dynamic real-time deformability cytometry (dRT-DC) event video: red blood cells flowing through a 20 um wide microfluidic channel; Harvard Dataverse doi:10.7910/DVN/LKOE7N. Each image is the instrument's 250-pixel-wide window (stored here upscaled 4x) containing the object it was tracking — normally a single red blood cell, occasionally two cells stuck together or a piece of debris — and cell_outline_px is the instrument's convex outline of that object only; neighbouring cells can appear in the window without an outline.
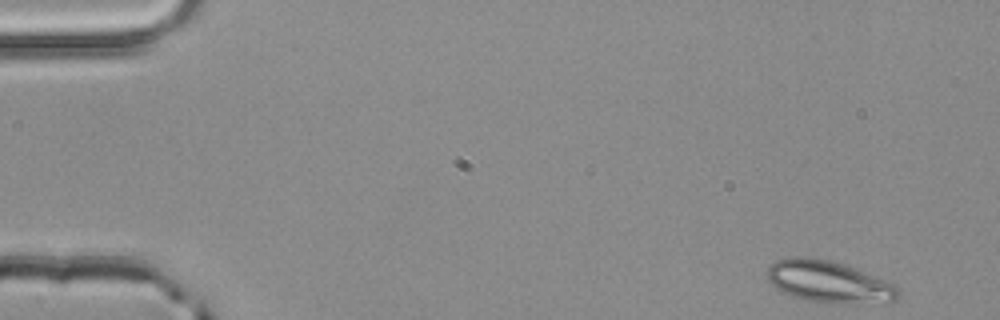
{"species": "common noctule bat (a hibernating species)", "species_latin": "Nyctalus noctula", "temperature_condition": "room temperature", "stored_images_in_passage": 50, "camera_frame_rate_fps": 3000, "um_per_image_px": 0.085, "animal": {"sex": "male", "body_mass_g": 20.4}, "frame": {"image": 1, "passage_image": 1, "time_ms": 0.0, "image_size_px": [1000, 320], "cell_outline_px": [[900, 296], [896, 300], [808, 300], [792, 296], [780, 292], [768, 280], [764, 272], [776, 260], [792, 256], [808, 256], [828, 260], [844, 264], [876, 276], [900, 288]], "centroid_in_image_um": [70.32, 23.86], "position_along_channel_um": 14.7, "area_um2": 30.69}}
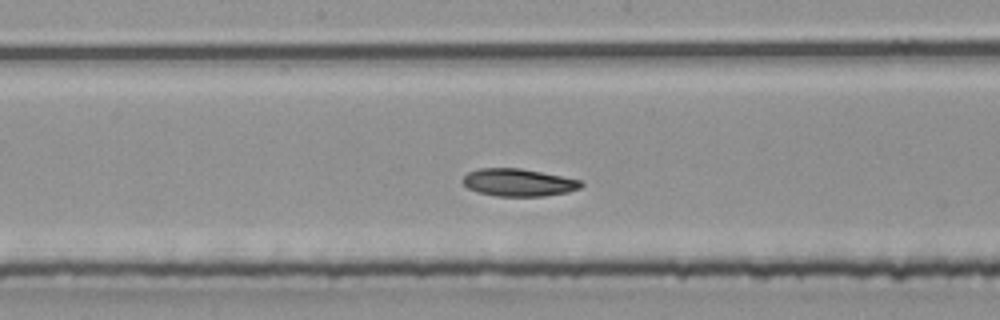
{"frame": {"image": 2, "passage_image": 25, "time_ms": 8.0, "image_size_px": [1000, 320], "cell_outline_px": [[584, 184], [580, 188], [568, 192], [544, 196], [496, 196], [480, 192], [468, 188], [460, 180], [468, 172], [480, 168], [520, 168], [584, 180]], "centroid_in_image_um": [44.1, 15.5], "position_along_channel_um": 204.1, "area_um2": 19.07}}
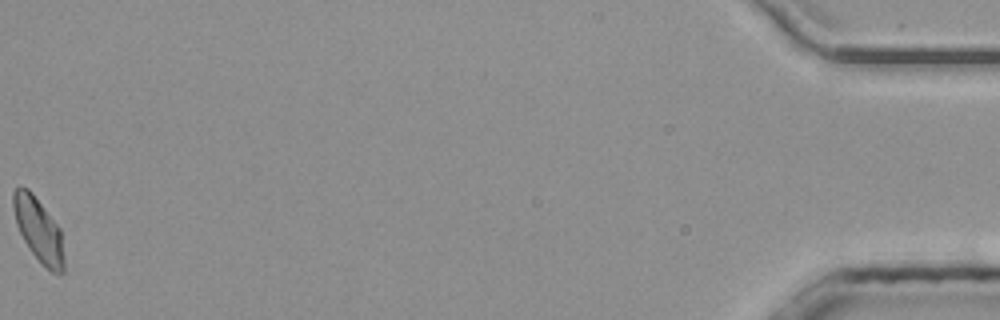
{"frame": {"image": 3, "passage_image": 50, "time_ms": 16.333, "image_size_px": [1000, 320], "cell_outline_px": [[64, 272], [60, 276], [52, 272], [32, 252], [24, 240], [16, 224], [12, 208], [12, 192], [20, 184], [28, 188], [32, 192], [60, 228], [64, 260]], "centroid_in_image_um": [3.26, 19.49], "position_along_channel_um": 431.9, "area_um2": 18.84}, "authors_computed_cell_mechanics": {"area_um2": 19.2185, "velocity_mm_per_s": 4.0011, "shape_relaxation_time_tau1_ms": null, "shape_relaxation_time_tau2_ms": 3.956, "deformation_change_tau1": null, "deformation_change_tau2": 0.09}}